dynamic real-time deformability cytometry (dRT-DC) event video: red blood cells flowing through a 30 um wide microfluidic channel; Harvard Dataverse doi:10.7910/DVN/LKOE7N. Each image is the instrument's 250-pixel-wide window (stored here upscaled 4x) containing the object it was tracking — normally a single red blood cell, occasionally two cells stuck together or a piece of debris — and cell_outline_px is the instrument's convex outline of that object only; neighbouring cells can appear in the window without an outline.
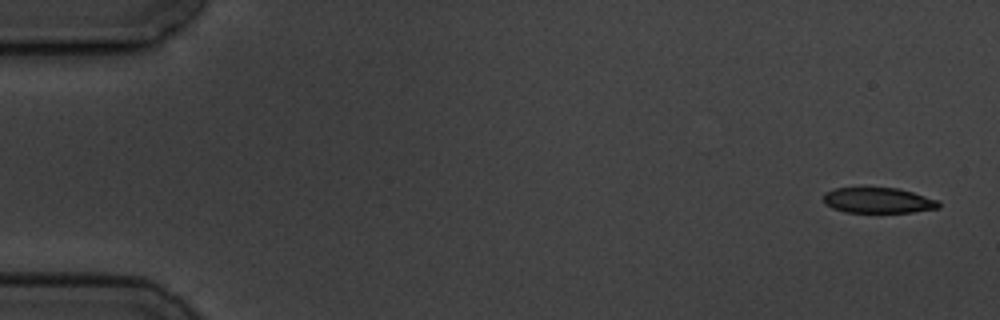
{"species": "common noctule bat (a hibernating species)", "species_latin": "Nyctalus noctula", "temperature_condition": "cold", "stored_images_in_passage": 5, "camera_frame_rate_fps": 3000, "um_per_image_px": 0.085, "animal": {"sex": "male", "body_mass_g": 19.5, "forearm_length_mm": 54.6}, "frame": {"image": 1, "passage_image": 1, "time_ms": 0.0, "image_size_px": [1000, 320], "cell_outline_px": [[940, 208], [912, 212], [844, 212], [832, 208], [824, 204], [824, 192], [836, 188], [896, 188], [912, 192], [940, 200]], "centroid_in_image_um": [74.65, 17.04], "position_along_channel_um": 10.3, "area_um2": 17.17}}
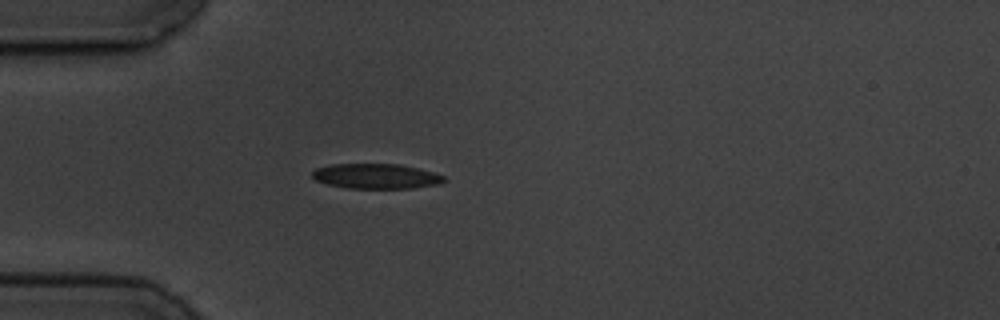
{"frame": {"image": 2, "passage_image": 5, "time_ms": 4.667, "image_size_px": [1000, 320], "cell_outline_px": [[444, 180], [440, 184], [412, 188], [348, 188], [328, 184], [316, 180], [312, 176], [312, 172], [316, 168], [332, 164], [400, 164], [432, 172], [444, 176]], "centroid_in_image_um": [31.95, 14.97], "position_along_channel_um": 53.0, "area_um2": 19.02}}